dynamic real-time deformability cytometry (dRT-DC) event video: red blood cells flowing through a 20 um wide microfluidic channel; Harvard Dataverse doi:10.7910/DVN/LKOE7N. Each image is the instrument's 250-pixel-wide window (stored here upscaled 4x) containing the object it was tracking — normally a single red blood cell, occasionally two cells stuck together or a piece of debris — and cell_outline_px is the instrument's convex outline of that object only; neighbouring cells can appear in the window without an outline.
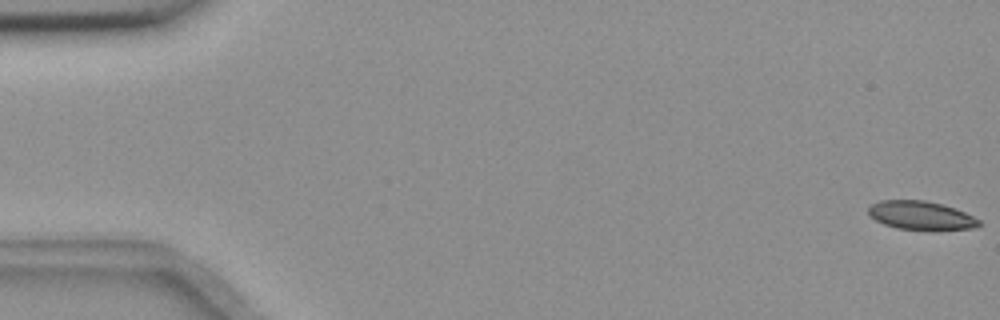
{"species": "common noctule bat (a hibernating species)", "species_latin": "Nyctalus noctula", "temperature_condition": "room temperature", "stored_images_in_passage": 15, "camera_frame_rate_fps": 3000, "um_per_image_px": 0.085, "animal": {"sex": "female", "body_mass_g": 18.4}, "frame": {"image": 1, "passage_image": 1, "time_ms": 0.0, "image_size_px": [1000, 320], "cell_outline_px": [[980, 224], [976, 228], [936, 232], [932, 232], [896, 228], [884, 224], [868, 216], [868, 208], [872, 204], [880, 200], [924, 200], [940, 204], [964, 212], [980, 220]], "centroid_in_image_um": [78.29, 18.36], "position_along_channel_um": 6.7, "area_um2": 18.96}}
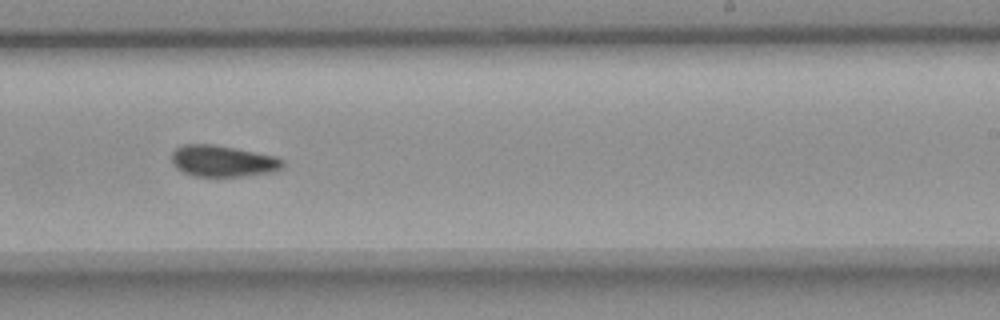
{"frame": {"image": 2, "passage_image": 10, "time_ms": 3.0, "image_size_px": [1000, 320], "cell_outline_px": [[284, 164], [280, 168], [272, 172], [240, 176], [192, 176], [176, 168], [172, 164], [172, 152], [176, 148], [184, 144], [216, 144], [276, 156], [284, 160]], "centroid_in_image_um": [18.92, 13.68], "position_along_channel_um": 270.1, "area_um2": 20.35}}
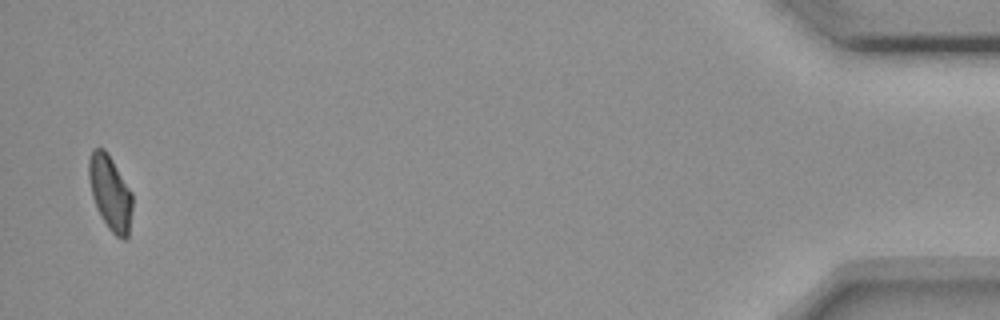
{"frame": {"image": 3, "passage_image": 15, "time_ms": 4.667, "image_size_px": [1000, 320], "cell_outline_px": [[132, 208], [128, 236], [124, 240], [120, 240], [108, 228], [100, 216], [96, 208], [92, 196], [88, 176], [88, 160], [92, 148], [104, 148], [112, 160], [132, 192]], "centroid_in_image_um": [9.35, 16.4], "position_along_channel_um": 425.8, "area_um2": 19.07}}